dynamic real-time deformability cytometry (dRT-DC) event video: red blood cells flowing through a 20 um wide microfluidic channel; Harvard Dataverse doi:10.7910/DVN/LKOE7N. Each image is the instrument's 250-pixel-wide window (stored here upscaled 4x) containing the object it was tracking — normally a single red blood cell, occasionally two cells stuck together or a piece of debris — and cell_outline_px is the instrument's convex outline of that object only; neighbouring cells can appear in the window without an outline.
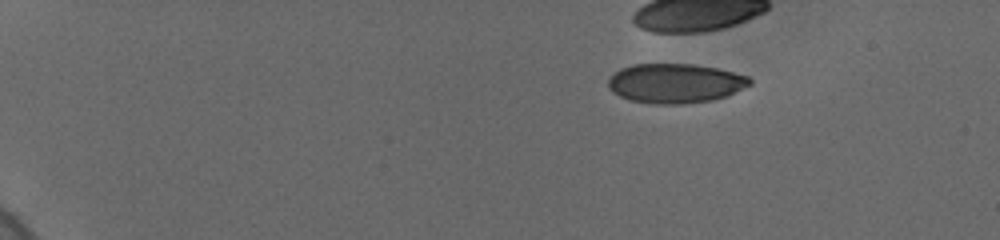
{"species": "human", "species_latin": "Homo sapiens", "temperature_condition": "cold", "stored_images_in_passage": 23, "camera_frame_rate_fps": 3000, "um_per_image_px": 0.085, "donor": {"sex": "female"}, "frame": {"image": 1, "passage_image": 1, "time_ms": 0.0, "image_size_px": [1000, 240], "cell_outline_px": [[752, 84], [724, 96], [712, 100], [680, 104], [652, 104], [632, 100], [620, 96], [612, 92], [608, 88], [608, 80], [620, 68], [632, 64], [692, 64], [716, 68], [748, 76], [752, 80]], "centroid_in_image_um": [57.37, 7.08], "position_along_channel_um": 27.6, "area_um2": 32.37}, "authors_computed_cell_mechanics": {"area_um2": 35.258, "velocity_mm_per_s": 3.6758, "shape_relaxation_time_tau1_ms": 0.5067, "shape_relaxation_time_tau2_ms": 0.5901, "deformation_change_tau1": 0.2367, "deformation_change_tau2": 0.091}}